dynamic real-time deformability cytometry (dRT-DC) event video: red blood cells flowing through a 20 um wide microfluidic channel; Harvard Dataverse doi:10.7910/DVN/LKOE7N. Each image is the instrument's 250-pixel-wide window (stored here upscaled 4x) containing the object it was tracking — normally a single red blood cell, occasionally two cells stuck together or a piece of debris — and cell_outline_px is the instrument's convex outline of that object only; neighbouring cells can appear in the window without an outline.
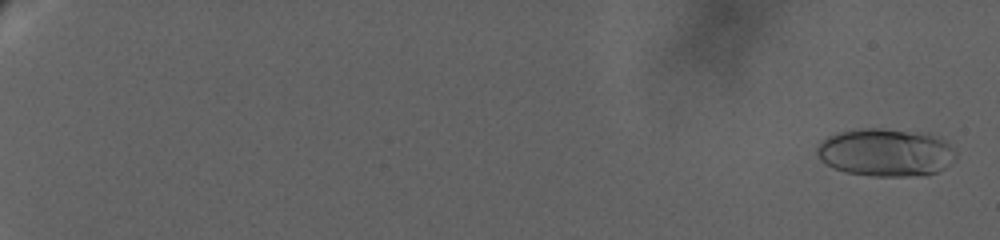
{"species": "human", "species_latin": "Homo sapiens", "temperature_condition": "warm", "stored_images_in_passage": 52, "camera_frame_rate_fps": 3000, "um_per_image_px": 0.085, "donor": {"sex": "female"}, "frame": {"image": 1, "passage_image": 2, "time_ms": 0.667, "image_size_px": [1000, 240], "cell_outline_px": [[956, 156], [944, 168], [936, 172], [924, 176], [872, 176], [844, 172], [824, 164], [820, 160], [816, 152], [816, 148], [820, 140], [828, 136], [840, 132], [864, 128], [880, 128], [928, 132], [940, 136], [956, 152]], "centroid_in_image_um": [75.27, 12.95], "position_along_channel_um": 9.7, "area_um2": 39.3}}
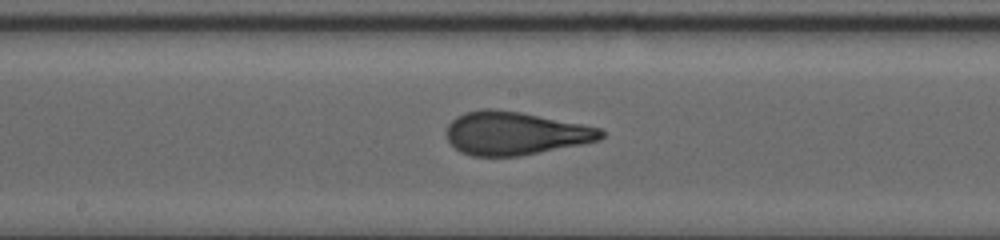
{"frame": {"image": 2, "passage_image": 31, "time_ms": 16.667, "image_size_px": [1000, 240], "cell_outline_px": [[604, 136], [600, 140], [520, 156], [472, 156], [460, 152], [448, 140], [444, 132], [448, 124], [456, 116], [464, 112], [484, 108], [492, 108], [520, 112], [600, 128], [604, 132]], "centroid_in_image_um": [43.72, 11.33], "position_along_channel_um": 204.5, "area_um2": 38.84}}
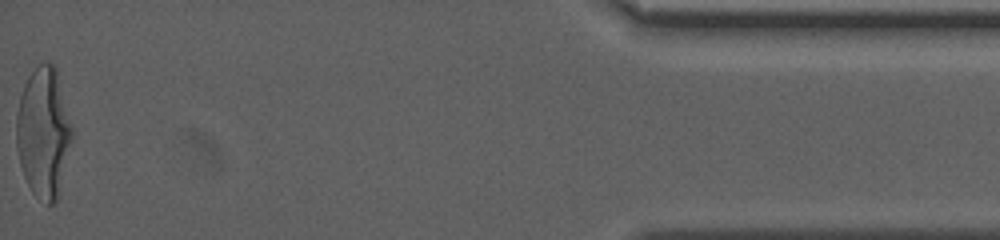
{"frame": {"image": 3, "passage_image": 52, "time_ms": 27.333, "image_size_px": [1000, 240], "cell_outline_px": [[72, 140], [60, 196], [52, 204], [48, 204], [36, 196], [32, 192], [24, 176], [20, 164], [16, 144], [16, 116], [20, 96], [24, 84], [28, 76], [40, 64], [52, 64], [56, 68], [72, 124]], "centroid_in_image_um": [3.71, 11.31], "position_along_channel_um": 431.5, "area_um2": 42.37}, "authors_computed_cell_mechanics": {"area_um2": 38.2636, "velocity_mm_per_s": 2.7591, "shape_relaxation_time_tau1_ms": 6.8019, "shape_relaxation_time_tau2_ms": 1.0989, "deformation_change_tau1": 0.2461, "deformation_change_tau2": 0.0875}}